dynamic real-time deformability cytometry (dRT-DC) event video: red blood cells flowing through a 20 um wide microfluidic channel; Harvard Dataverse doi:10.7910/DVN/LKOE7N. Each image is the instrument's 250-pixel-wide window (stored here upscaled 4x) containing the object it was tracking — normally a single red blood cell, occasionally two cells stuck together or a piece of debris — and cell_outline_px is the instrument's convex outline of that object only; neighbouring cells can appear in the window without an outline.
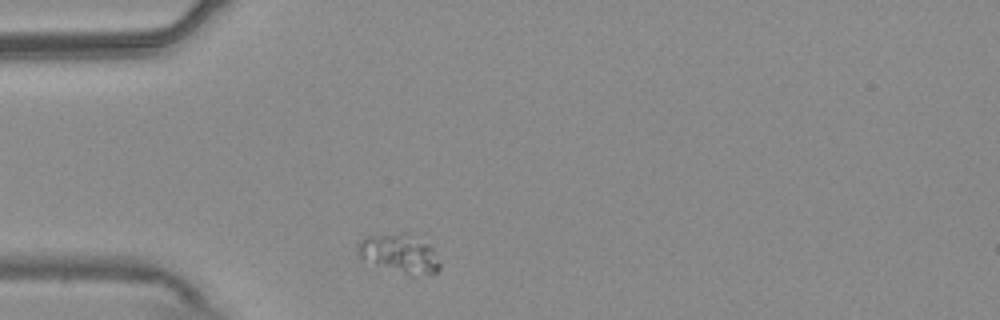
{"species": "common noctule bat (a hibernating species)", "species_latin": "Nyctalus noctula", "temperature_condition": "warm", "stored_images_in_passage": 36, "camera_frame_rate_fps": 3000, "um_per_image_px": 0.085, "animal": {"sex": "male", "body_mass_g": 20.4}, "frame": {"image": 1, "passage_image": 1, "time_ms": 0.0, "image_size_px": [1000, 320], "cell_outline_px": [[440, 268], [432, 276], [404, 272], [360, 260], [356, 256], [356, 244], [364, 236], [380, 232], [416, 232], [432, 248], [440, 264]], "centroid_in_image_um": [33.9, 21.46], "position_along_channel_um": 51.1, "area_um2": 19.36}}
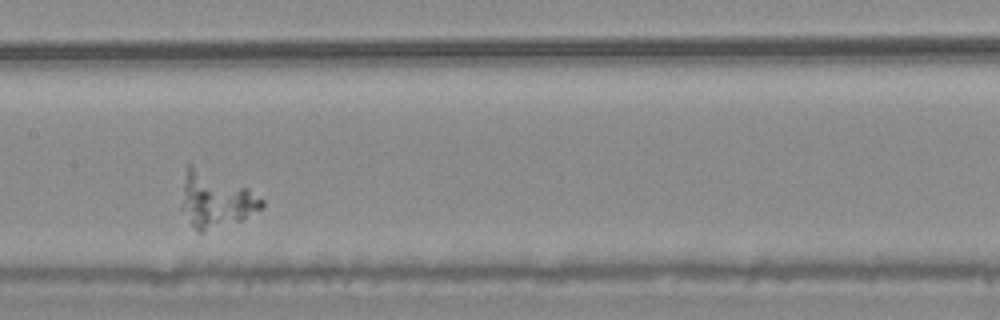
{"frame": {"image": 2, "passage_image": 14, "time_ms": 4.333, "image_size_px": [1000, 320], "cell_outline_px": [[264, 208], [240, 220], [204, 232], [196, 232], [180, 208], [188, 160], [248, 188], [264, 200]], "centroid_in_image_um": [18.31, 16.96], "position_along_channel_um": 189.1, "area_um2": 26.24}}
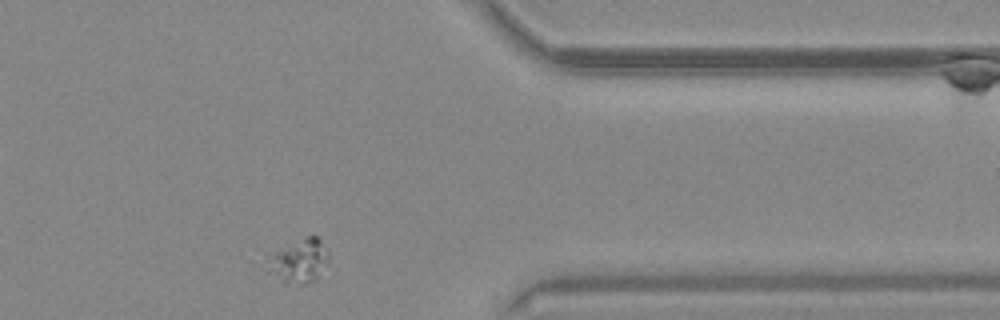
{"frame": {"image": 3, "passage_image": 32, "time_ms": 10.333, "image_size_px": [1000, 320], "cell_outline_px": [[328, 256], [316, 276], [312, 280], [304, 284], [284, 284], [264, 272], [268, 260], [276, 252], [304, 236], [316, 236], [328, 248]], "centroid_in_image_um": [25.34, 22.2], "position_along_channel_um": 386.1, "area_um2": 15.32}}